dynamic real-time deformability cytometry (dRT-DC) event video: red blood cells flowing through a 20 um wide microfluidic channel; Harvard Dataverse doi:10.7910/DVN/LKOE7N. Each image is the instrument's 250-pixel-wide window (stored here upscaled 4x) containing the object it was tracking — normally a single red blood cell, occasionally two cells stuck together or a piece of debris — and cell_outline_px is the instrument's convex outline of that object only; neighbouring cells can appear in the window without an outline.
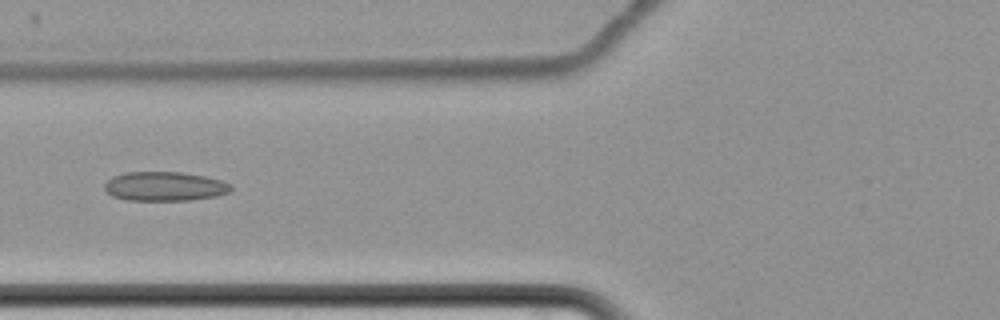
{"species": "common noctule bat (a hibernating species)", "species_latin": "Nyctalus noctula", "temperature_condition": "cold", "stored_images_in_passage": 9, "camera_frame_rate_fps": 3000, "um_per_image_px": 0.085, "animal": {"sex": "female", "body_mass_g": 22.7, "forearm_length_mm": 54.2}, "frame": {"image": 1, "passage_image": 8, "time_ms": 8.667, "image_size_px": [1000, 320], "cell_outline_px": [[232, 188], [228, 192], [216, 196], [188, 200], [128, 200], [112, 196], [104, 188], [104, 184], [112, 176], [124, 172], [180, 172], [204, 176], [220, 180], [232, 184]], "centroid_in_image_um": [13.98, 15.83], "position_along_channel_um": 111.8, "area_um2": 21.44}}
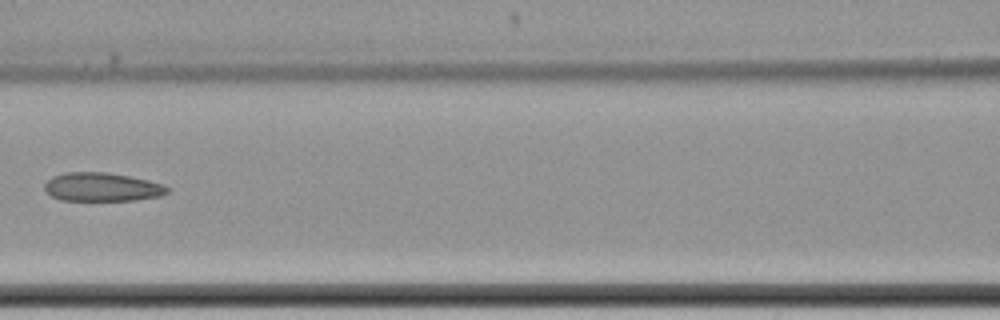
{"frame": {"image": 2, "passage_image": 9, "time_ms": 10.0, "image_size_px": [1000, 320], "cell_outline_px": [[168, 192], [160, 196], [136, 200], [60, 200], [52, 196], [44, 188], [44, 184], [52, 176], [64, 172], [104, 172], [128, 176], [148, 180], [164, 184], [168, 188]], "centroid_in_image_um": [8.66, 15.89], "position_along_channel_um": 157.9, "area_um2": 20.4}}